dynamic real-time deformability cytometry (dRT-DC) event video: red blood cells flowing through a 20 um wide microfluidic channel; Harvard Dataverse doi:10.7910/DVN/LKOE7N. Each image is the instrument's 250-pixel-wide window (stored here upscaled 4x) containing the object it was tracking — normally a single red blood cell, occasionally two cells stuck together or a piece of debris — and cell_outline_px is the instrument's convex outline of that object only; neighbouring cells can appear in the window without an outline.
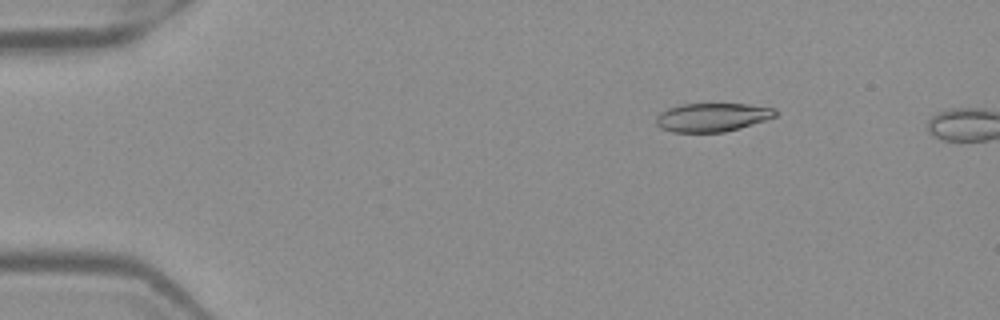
{"species": "Egyptian fruit bat (a non-hibernating species)", "species_latin": "Rousettus aegyptiacus", "temperature_condition": "warm", "stored_images_in_passage": 4, "camera_frame_rate_fps": 3000, "um_per_image_px": 0.085, "frame": {"image": 1, "passage_image": 2, "time_ms": 0.333, "image_size_px": [1000, 320], "cell_outline_px": [[776, 116], [740, 128], [724, 132], [672, 132], [660, 128], [656, 124], [656, 116], [660, 112], [668, 108], [680, 104], [748, 104], [776, 108]], "centroid_in_image_um": [60.51, 9.97], "position_along_channel_um": 24.5, "area_um2": 19.88}}